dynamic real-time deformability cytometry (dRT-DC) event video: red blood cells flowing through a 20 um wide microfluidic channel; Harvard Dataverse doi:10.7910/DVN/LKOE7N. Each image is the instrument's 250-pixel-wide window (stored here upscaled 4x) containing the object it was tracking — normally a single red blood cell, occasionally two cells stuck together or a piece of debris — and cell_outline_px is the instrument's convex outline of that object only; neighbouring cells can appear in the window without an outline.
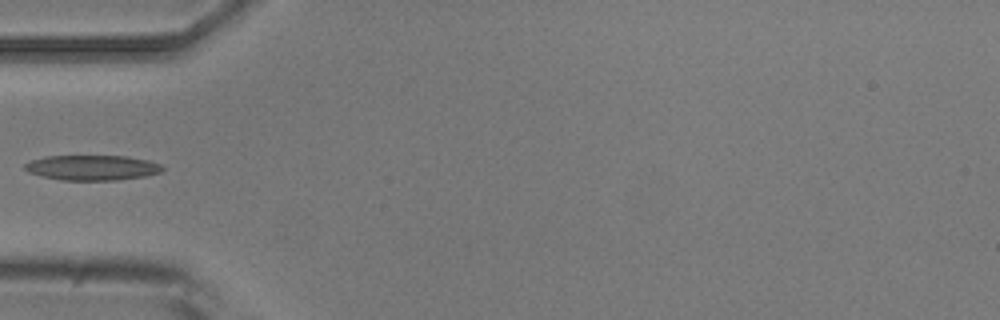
{"species": "common noctule bat (a hibernating species)", "species_latin": "Nyctalus noctula", "temperature_condition": "room temperature", "stored_images_in_passage": 6, "camera_frame_rate_fps": 3000, "um_per_image_px": 0.085, "animal": {"sex": "male", "body_mass_g": 20.5, "forearm_length_mm": 52.5}, "frame": {"image": 1, "passage_image": 5, "time_ms": 5.667, "image_size_px": [1000, 320], "cell_outline_px": [[164, 168], [160, 172], [144, 176], [116, 180], [60, 180], [28, 172], [24, 168], [24, 164], [32, 160], [44, 156], [124, 156], [148, 160], [160, 164]], "centroid_in_image_um": [7.82, 14.25], "position_along_channel_um": 77.2, "area_um2": 20.0}}
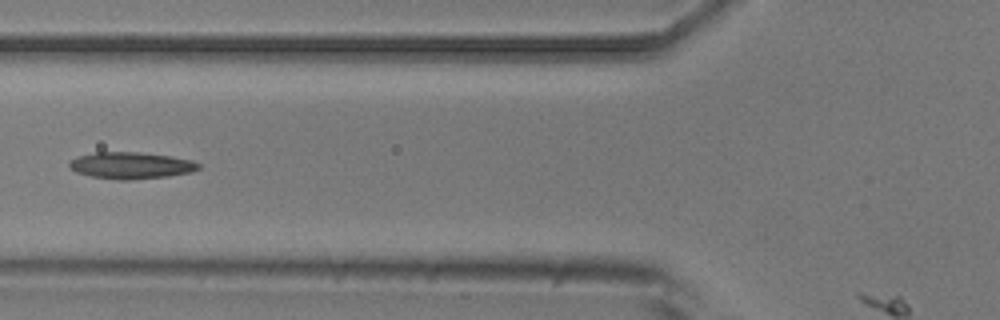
{"frame": {"image": 2, "passage_image": 6, "time_ms": 6.667, "image_size_px": [1000, 320], "cell_outline_px": [[200, 168], [192, 172], [168, 176], [132, 180], [120, 180], [92, 176], [76, 172], [68, 168], [68, 164], [76, 156], [96, 152], [140, 152], [172, 156], [192, 160], [200, 164]], "centroid_in_image_um": [11.14, 14.06], "position_along_channel_um": 114.7, "area_um2": 20.23}}